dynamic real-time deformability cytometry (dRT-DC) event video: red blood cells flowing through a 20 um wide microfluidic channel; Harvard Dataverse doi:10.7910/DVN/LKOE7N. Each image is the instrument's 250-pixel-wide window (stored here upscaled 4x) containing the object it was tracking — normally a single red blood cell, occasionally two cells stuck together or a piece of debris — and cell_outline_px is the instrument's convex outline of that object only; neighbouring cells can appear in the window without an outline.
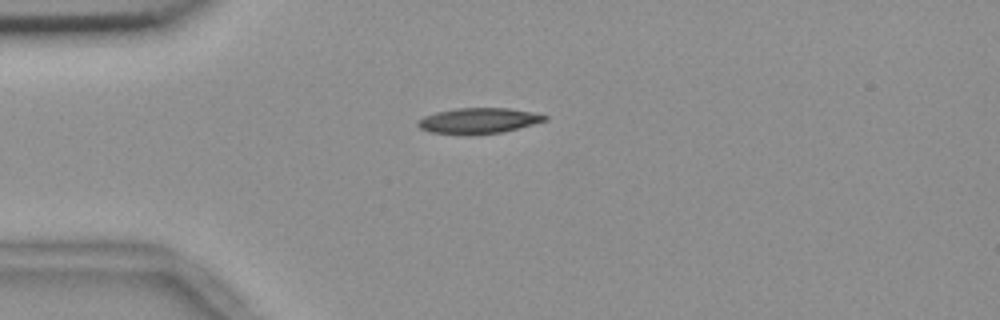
{"species": "common noctule bat (a hibernating species)", "species_latin": "Nyctalus noctula", "temperature_condition": "room temperature", "stored_images_in_passage": 42, "camera_frame_rate_fps": 3000, "um_per_image_px": 0.085, "animal": {"sex": "female", "body_mass_g": 18.4}, "frame": {"image": 1, "passage_image": 1, "time_ms": 0.0, "image_size_px": [1000, 320], "cell_outline_px": [[548, 120], [500, 132], [432, 132], [420, 128], [416, 124], [416, 120], [424, 116], [436, 112], [456, 108], [508, 108], [532, 112], [548, 116]], "centroid_in_image_um": [40.67, 10.21], "position_along_channel_um": 44.3, "area_um2": 18.03}}
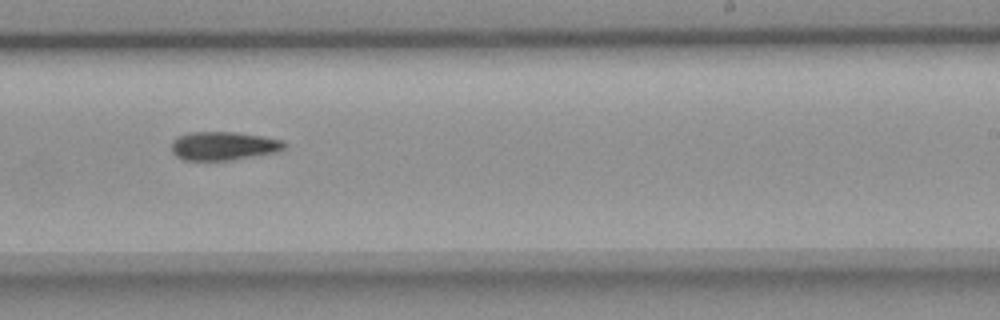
{"frame": {"image": 2, "passage_image": 21, "time_ms": 6.667, "image_size_px": [1000, 320], "cell_outline_px": [[284, 148], [276, 152], [232, 160], [184, 160], [176, 156], [172, 152], [172, 140], [180, 136], [192, 132], [236, 132], [284, 140]], "centroid_in_image_um": [18.98, 12.4], "position_along_channel_um": 270.0, "area_um2": 18.61}}
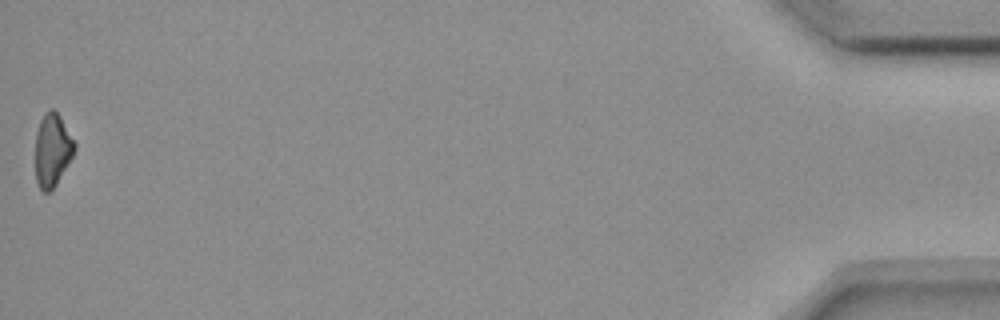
{"frame": {"image": 3, "passage_image": 42, "time_ms": 13.667, "image_size_px": [1000, 320], "cell_outline_px": [[76, 148], [72, 156], [52, 192], [44, 192], [40, 188], [36, 180], [36, 132], [40, 120], [44, 112], [48, 108], [52, 108], [60, 116], [76, 144]], "centroid_in_image_um": [4.44, 12.74], "position_along_channel_um": 430.8, "area_um2": 16.65}, "authors_computed_cell_mechanics": {"area_um2": 18.6116, "velocity_mm_per_s": 3.6856, "shape_relaxation_time_tau1_ms": 9.2569, "shape_relaxation_time_tau2_ms": null, "deformation_change_tau1": 0.1912, "deformation_change_tau2": null}}